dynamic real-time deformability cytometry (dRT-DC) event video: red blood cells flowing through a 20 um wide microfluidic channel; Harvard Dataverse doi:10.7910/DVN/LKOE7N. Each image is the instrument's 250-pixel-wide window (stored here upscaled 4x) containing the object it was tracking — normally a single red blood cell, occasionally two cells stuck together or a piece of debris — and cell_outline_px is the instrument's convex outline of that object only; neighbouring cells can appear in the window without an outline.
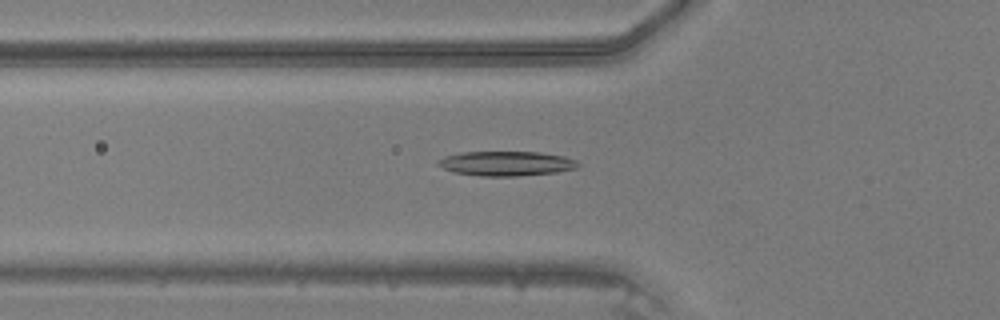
{"species": "common noctule bat (a hibernating species)", "species_latin": "Nyctalus noctula", "temperature_condition": "warm", "stored_images_in_passage": 46, "camera_frame_rate_fps": 3000, "um_per_image_px": 0.085, "animal": {"sex": "male", "body_mass_g": 20.5, "forearm_length_mm": 52.5}, "frame": {"image": 1, "passage_image": 16, "time_ms": 5.0, "image_size_px": [1000, 320], "cell_outline_px": [[580, 164], [576, 168], [556, 172], [516, 176], [480, 176], [452, 172], [436, 164], [444, 156], [460, 152], [540, 152], [564, 156], [576, 160]], "centroid_in_image_um": [43.03, 13.89], "position_along_channel_um": 82.8, "area_um2": 20.06}}
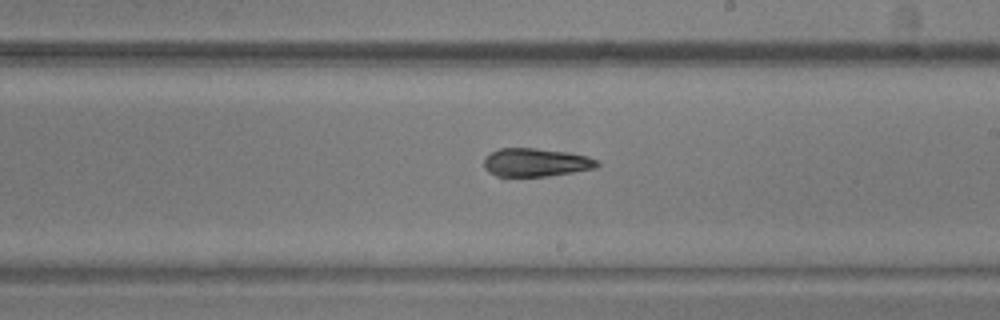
{"frame": {"image": 2, "passage_image": 27, "time_ms": 8.667, "image_size_px": [1000, 320], "cell_outline_px": [[600, 164], [596, 168], [572, 172], [544, 176], [504, 180], [488, 172], [484, 168], [484, 156], [500, 148], [536, 148], [568, 152], [588, 156], [600, 160]], "centroid_in_image_um": [45.49, 13.84], "position_along_channel_um": 243.5, "area_um2": 19.48}}
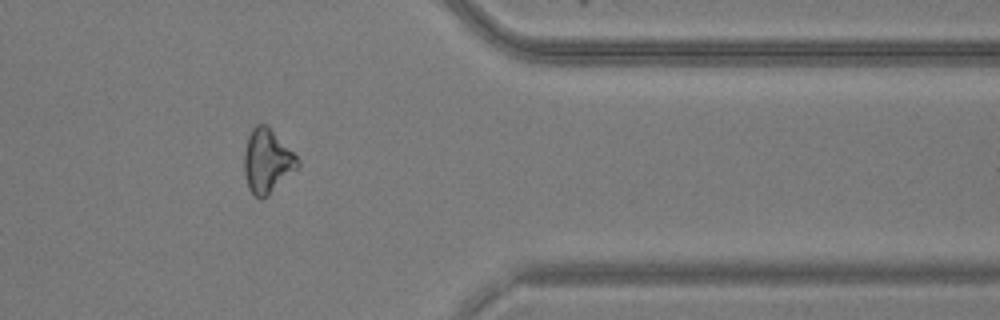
{"frame": {"image": 3, "passage_image": 38, "time_ms": 12.333, "image_size_px": [1000, 320], "cell_outline_px": [[300, 164], [268, 196], [260, 200], [248, 188], [244, 172], [244, 152], [248, 136], [252, 128], [256, 124], [268, 124], [300, 160]], "centroid_in_image_um": [22.69, 13.67], "position_along_channel_um": 388.7, "area_um2": 19.88}}